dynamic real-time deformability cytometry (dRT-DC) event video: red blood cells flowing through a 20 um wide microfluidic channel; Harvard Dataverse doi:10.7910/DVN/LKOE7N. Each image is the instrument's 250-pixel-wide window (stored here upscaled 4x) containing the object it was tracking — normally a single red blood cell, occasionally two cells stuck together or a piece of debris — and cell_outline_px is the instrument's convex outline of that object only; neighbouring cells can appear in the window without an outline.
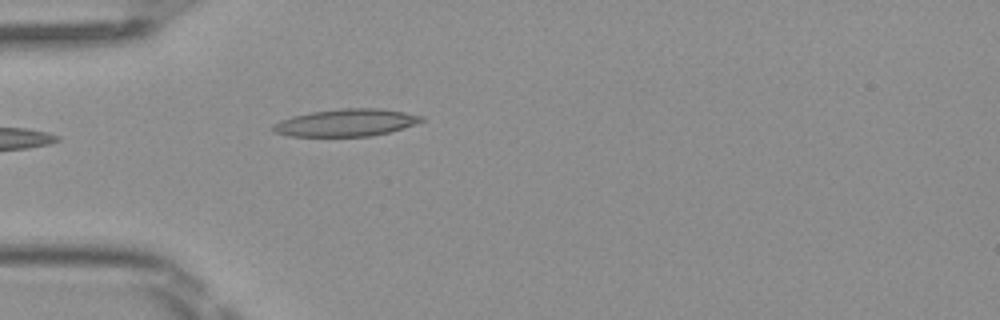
{"species": "Egyptian fruit bat (a non-hibernating species)", "species_latin": "Rousettus aegyptiacus", "temperature_condition": "room temperature", "stored_images_in_passage": 4, "camera_frame_rate_fps": 3000, "um_per_image_px": 0.085, "frame": {"image": 1, "passage_image": 4, "time_ms": 1.0, "image_size_px": [1000, 320], "cell_outline_px": [[424, 120], [404, 128], [372, 136], [288, 136], [276, 132], [272, 128], [272, 124], [280, 120], [292, 116], [312, 112], [340, 108], [380, 108], [404, 112], [424, 116]], "centroid_in_image_um": [29.42, 10.42], "position_along_channel_um": 55.6, "area_um2": 23.58}}